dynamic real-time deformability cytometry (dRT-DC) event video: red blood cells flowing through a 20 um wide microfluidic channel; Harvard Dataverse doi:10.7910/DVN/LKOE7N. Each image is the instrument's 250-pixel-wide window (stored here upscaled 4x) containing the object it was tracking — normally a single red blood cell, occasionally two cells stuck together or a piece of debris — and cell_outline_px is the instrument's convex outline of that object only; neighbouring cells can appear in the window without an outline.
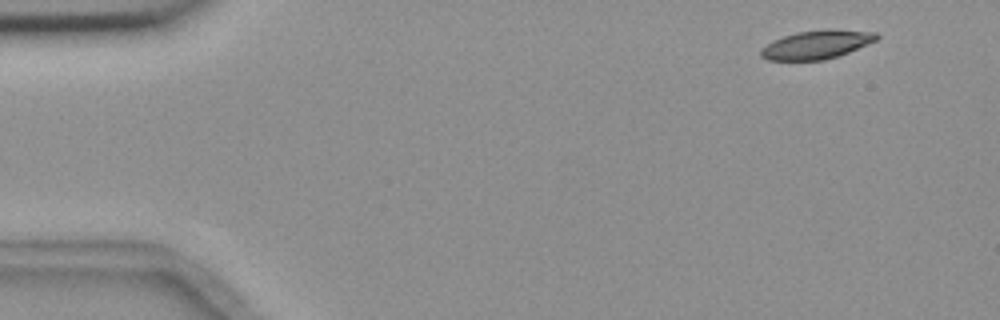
{"species": "common noctule bat (a hibernating species)", "species_latin": "Nyctalus noctula", "temperature_condition": "room temperature", "stored_images_in_passage": 7, "camera_frame_rate_fps": 3000, "um_per_image_px": 0.085, "animal": {"sex": "female", "body_mass_g": 18.4}, "frame": {"image": 1, "passage_image": 1, "time_ms": 0.0, "image_size_px": [1000, 320], "cell_outline_px": [[880, 36], [876, 40], [848, 52], [824, 60], [768, 60], [760, 56], [760, 48], [772, 40], [796, 32], [828, 28], [832, 28], [876, 32]], "centroid_in_image_um": [69.39, 3.77], "position_along_channel_um": 15.6, "area_um2": 19.42}}
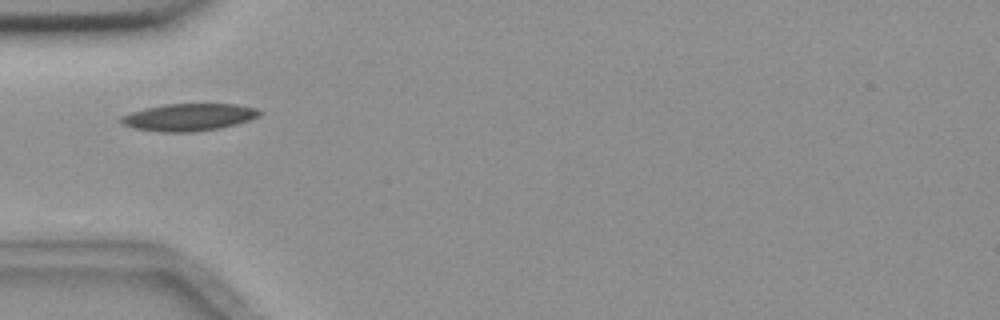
{"frame": {"image": 2, "passage_image": 5, "time_ms": 4.333, "image_size_px": [1000, 320], "cell_outline_px": [[260, 116], [236, 124], [220, 128], [196, 132], [160, 132], [132, 128], [120, 124], [120, 116], [144, 108], [164, 104], [236, 104], [256, 108], [260, 112]], "centroid_in_image_um": [16.0, 9.97], "position_along_channel_um": 69.0, "area_um2": 22.14}}
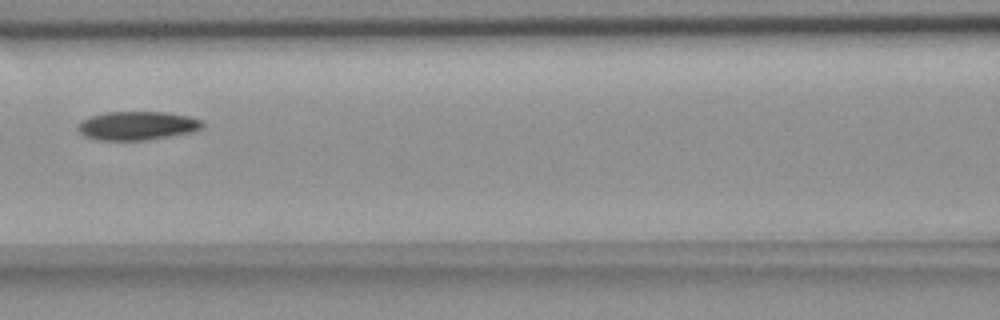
{"frame": {"image": 3, "passage_image": 7, "time_ms": 6.667, "image_size_px": [1000, 320], "cell_outline_px": [[204, 128], [192, 132], [148, 140], [96, 140], [84, 136], [76, 128], [80, 120], [104, 112], [164, 112], [188, 116], [200, 120], [204, 124]], "centroid_in_image_um": [11.64, 10.69], "position_along_channel_um": 155.0, "area_um2": 20.92}}